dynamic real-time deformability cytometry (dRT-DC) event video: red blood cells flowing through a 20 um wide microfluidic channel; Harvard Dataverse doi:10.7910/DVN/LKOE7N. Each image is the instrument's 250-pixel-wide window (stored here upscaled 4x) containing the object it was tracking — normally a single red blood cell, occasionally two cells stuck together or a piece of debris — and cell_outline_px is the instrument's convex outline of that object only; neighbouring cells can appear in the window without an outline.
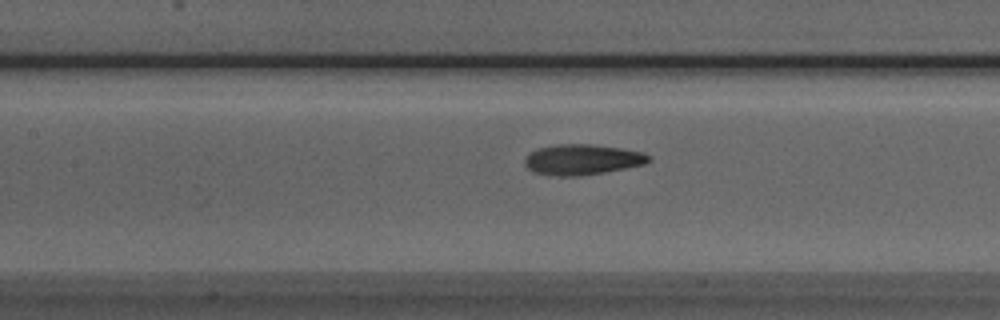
{"species": "Egyptian fruit bat (a non-hibernating species)", "species_latin": "Rousettus aegyptiacus", "temperature_condition": "room temperature", "stored_images_in_passage": 31, "camera_frame_rate_fps": 3000, "um_per_image_px": 0.085, "animal": {"sex": "male"}, "frame": {"image": 1, "passage_image": 10, "time_ms": 3.0, "image_size_px": [1000, 320], "cell_outline_px": [[652, 160], [644, 164], [604, 172], [580, 176], [560, 176], [536, 172], [528, 168], [524, 164], [524, 156], [528, 152], [536, 148], [556, 144], [592, 144], [620, 148], [644, 152], [652, 156]], "centroid_in_image_um": [49.48, 13.54], "position_along_channel_um": 157.9, "area_um2": 22.2}}
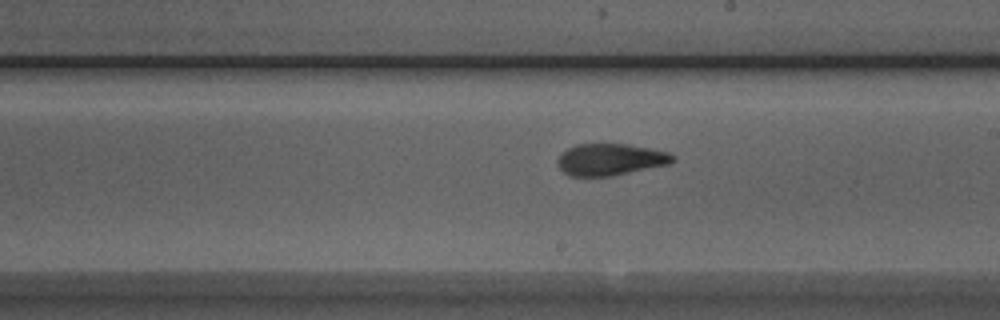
{"frame": {"image": 2, "passage_image": 16, "time_ms": 5.0, "image_size_px": [1000, 320], "cell_outline_px": [[676, 160], [672, 164], [612, 176], [568, 176], [560, 168], [556, 160], [560, 152], [576, 144], [628, 144], [668, 152], [676, 156]], "centroid_in_image_um": [51.9, 13.56], "position_along_channel_um": 237.1, "area_um2": 21.62}}
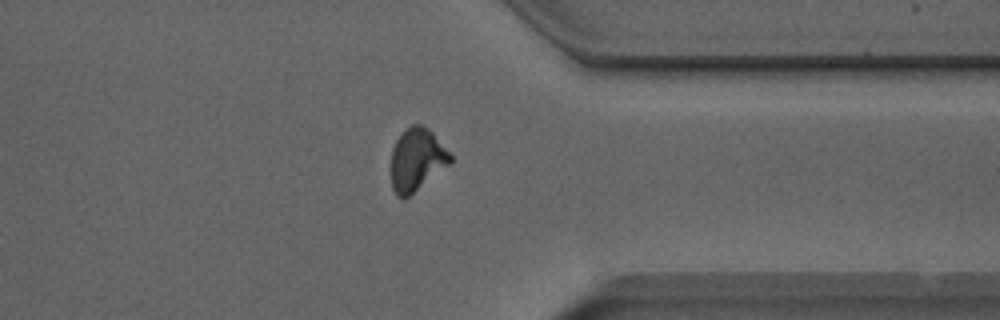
{"frame": {"image": 3, "passage_image": 27, "time_ms": 8.667, "image_size_px": [1000, 320], "cell_outline_px": [[452, 160], [448, 164], [404, 200], [396, 196], [392, 188], [392, 148], [400, 132], [404, 128], [412, 124], [420, 124], [428, 128], [432, 132], [452, 156]], "centroid_in_image_um": [35.39, 13.55], "position_along_channel_um": 376.0, "area_um2": 21.39}, "authors_computed_cell_mechanics": {"area_um2": 21.7328, "velocity_mm_per_s": 3.977, "shape_relaxation_time_tau1_ms": 7.4712, "shape_relaxation_time_tau2_ms": 1.5469, "deformation_change_tau1": 0.2137, "deformation_change_tau2": 0.0819}}